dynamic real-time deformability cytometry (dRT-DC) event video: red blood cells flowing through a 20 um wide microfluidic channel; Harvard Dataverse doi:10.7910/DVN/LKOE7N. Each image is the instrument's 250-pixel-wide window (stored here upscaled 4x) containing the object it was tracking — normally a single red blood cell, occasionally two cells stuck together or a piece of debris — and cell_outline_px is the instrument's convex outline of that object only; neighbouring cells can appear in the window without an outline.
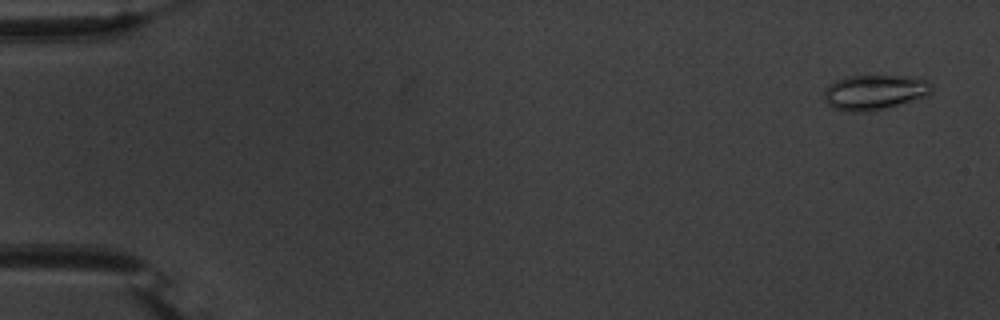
{"species": "common noctule bat (a hibernating species)", "species_latin": "Nyctalus noctula", "temperature_condition": "warm", "stored_images_in_passage": 55, "camera_frame_rate_fps": 3000, "um_per_image_px": 0.085, "animal": {"sex": "male", "body_mass_g": 20.1, "forearm_length_mm": 53.5}, "frame": {"image": 1, "passage_image": 3, "time_ms": 0.667, "image_size_px": [1000, 320], "cell_outline_px": [[932, 92], [928, 96], [872, 112], [848, 112], [832, 108], [824, 100], [824, 92], [836, 80], [848, 76], [904, 76], [928, 80], [932, 84]], "centroid_in_image_um": [74.36, 7.86], "position_along_channel_um": 10.6, "area_um2": 22.08}}
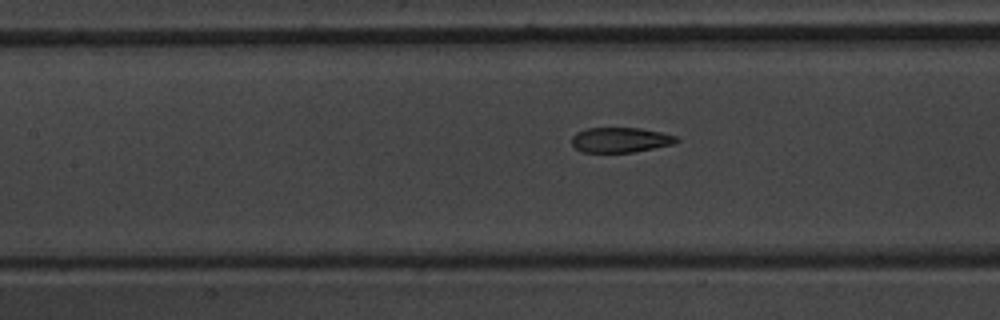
{"frame": {"image": 2, "passage_image": 26, "time_ms": 8.333, "image_size_px": [1000, 320], "cell_outline_px": [[680, 140], [672, 144], [632, 152], [580, 152], [572, 144], [572, 136], [576, 132], [584, 128], [640, 128], [660, 132], [676, 136]], "centroid_in_image_um": [52.69, 11.88], "position_along_channel_um": 154.7, "area_um2": 15.2}}
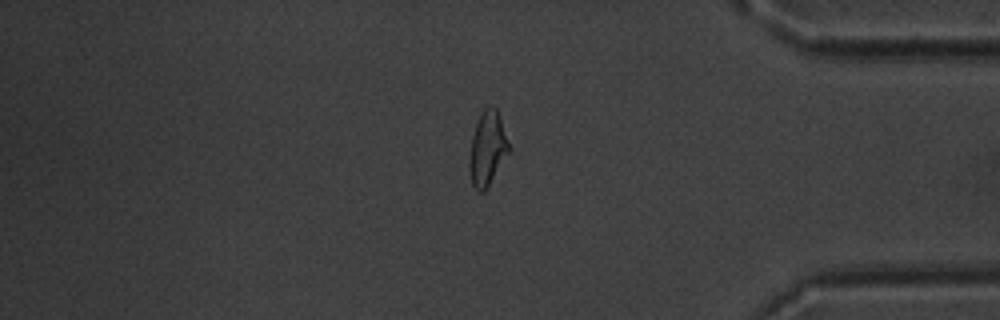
{"frame": {"image": 3, "passage_image": 47, "time_ms": 15.333, "image_size_px": [1000, 320], "cell_outline_px": [[508, 152], [484, 192], [480, 192], [472, 184], [468, 168], [468, 160], [472, 136], [476, 124], [484, 108], [496, 108], [500, 116], [508, 140]], "centroid_in_image_um": [41.4, 12.63], "position_along_channel_um": 393.8, "area_um2": 16.59}, "authors_computed_cell_mechanics": {"area_um2": 16.9354, "velocity_mm_per_s": 3.738, "shape_relaxation_time_tau1_ms": 7.0982, "shape_relaxation_time_tau2_ms": 1.3796, "deformation_change_tau1": 0.1984, "deformation_change_tau2": 0.0758}}